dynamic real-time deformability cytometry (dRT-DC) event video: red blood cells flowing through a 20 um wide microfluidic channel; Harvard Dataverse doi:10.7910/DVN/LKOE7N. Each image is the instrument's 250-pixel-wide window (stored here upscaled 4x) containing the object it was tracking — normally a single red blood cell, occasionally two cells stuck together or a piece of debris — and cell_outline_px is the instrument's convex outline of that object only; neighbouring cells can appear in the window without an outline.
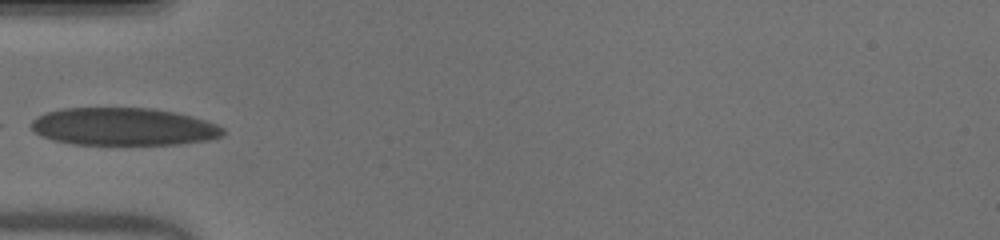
{"species": "human", "species_latin": "Homo sapiens", "temperature_condition": "warm", "stored_images_in_passage": 27, "camera_frame_rate_fps": 3000, "um_per_image_px": 0.085, "donor": {"sex": "male"}, "frame": {"image": 1, "passage_image": 1, "time_ms": 0.0, "image_size_px": [1000, 240], "cell_outline_px": [[224, 132], [220, 136], [204, 140], [176, 144], [72, 144], [52, 140], [36, 132], [32, 128], [32, 120], [48, 112], [64, 108], [148, 108], [172, 112], [204, 120], [216, 124], [224, 128]], "centroid_in_image_um": [10.47, 10.77], "position_along_channel_um": 74.5, "area_um2": 41.33}}
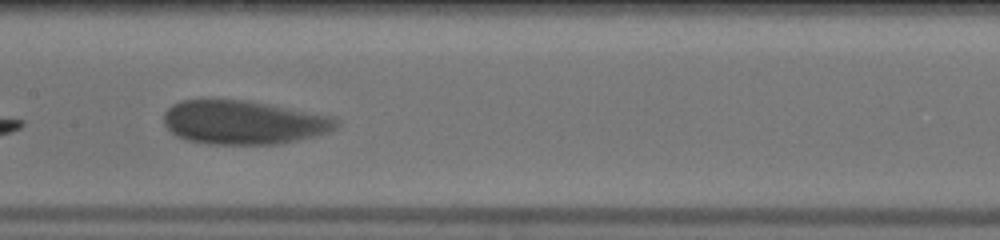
{"frame": {"image": 2, "passage_image": 10, "time_ms": 3.0, "image_size_px": [1000, 240], "cell_outline_px": [[336, 128], [328, 132], [280, 144], [208, 144], [188, 140], [176, 136], [164, 124], [164, 112], [172, 104], [180, 100], [248, 100], [328, 116], [336, 120]], "centroid_in_image_um": [20.62, 10.41], "position_along_channel_um": 186.8, "area_um2": 43.52}}
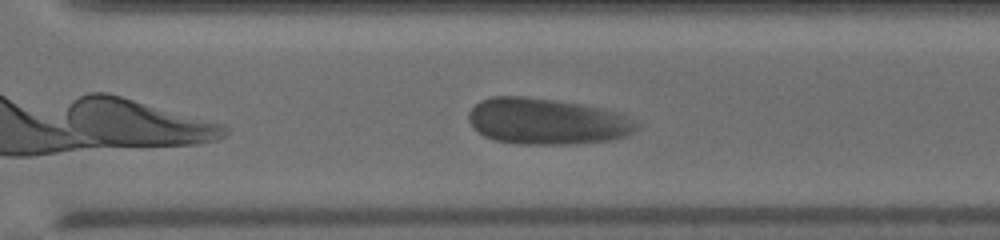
{"frame": {"image": 3, "passage_image": 21, "time_ms": 6.667, "image_size_px": [1000, 240], "cell_outline_px": [[640, 128], [628, 136], [608, 140], [556, 144], [520, 144], [496, 140], [484, 136], [468, 120], [468, 112], [480, 100], [492, 96], [524, 96], [580, 104], [604, 108], [616, 112], [640, 124]], "centroid_in_image_um": [46.48, 10.31], "position_along_channel_um": 324.1, "area_um2": 44.85}}